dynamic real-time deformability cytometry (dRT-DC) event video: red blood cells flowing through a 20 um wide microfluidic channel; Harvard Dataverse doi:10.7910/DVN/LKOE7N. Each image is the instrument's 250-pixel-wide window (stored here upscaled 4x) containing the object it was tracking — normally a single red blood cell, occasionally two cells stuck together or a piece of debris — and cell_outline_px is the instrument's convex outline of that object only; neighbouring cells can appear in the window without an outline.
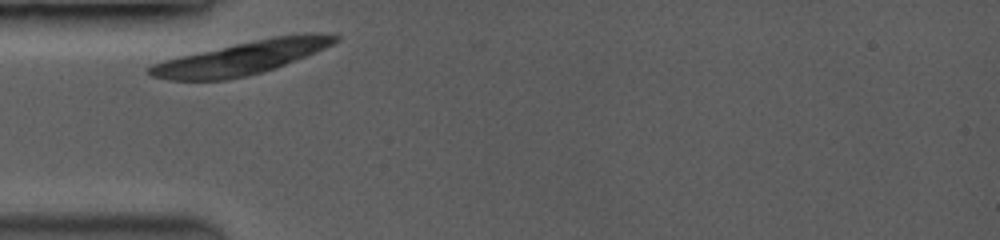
{"species": "common noctule bat (a hibernating species)", "species_latin": "Nyctalus noctula", "temperature_condition": "room temperature", "stored_images_in_passage": 12, "camera_frame_rate_fps": 3500, "um_per_image_px": 0.085, "animal": {"sex": "female", "body_mass_g": 19.0, "forearm_length_mm": 53.3}, "frame": {"image": 1, "passage_image": 1, "time_ms": 0.0, "image_size_px": [1000, 240], "cell_outline_px": [[340, 40], [324, 48], [284, 64], [260, 72], [244, 76], [224, 80], [168, 80], [152, 76], [144, 68], [152, 64], [164, 60], [180, 56], [272, 36], [304, 32], [320, 32], [340, 36]], "centroid_in_image_um": [20.55, 4.9], "position_along_channel_um": 64.5, "area_um2": 35.49}}
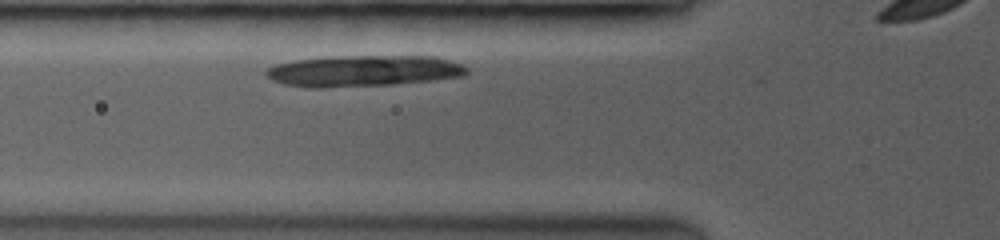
{"frame": {"image": 2, "passage_image": 4, "time_ms": 0.857, "image_size_px": [1000, 240], "cell_outline_px": [[468, 72], [464, 76], [432, 80], [392, 84], [284, 84], [272, 80], [264, 72], [268, 68], [276, 64], [296, 60], [328, 56], [432, 56], [448, 60], [460, 64], [468, 68]], "centroid_in_image_um": [31.01, 5.96], "position_along_channel_um": 94.8, "area_um2": 34.74}}